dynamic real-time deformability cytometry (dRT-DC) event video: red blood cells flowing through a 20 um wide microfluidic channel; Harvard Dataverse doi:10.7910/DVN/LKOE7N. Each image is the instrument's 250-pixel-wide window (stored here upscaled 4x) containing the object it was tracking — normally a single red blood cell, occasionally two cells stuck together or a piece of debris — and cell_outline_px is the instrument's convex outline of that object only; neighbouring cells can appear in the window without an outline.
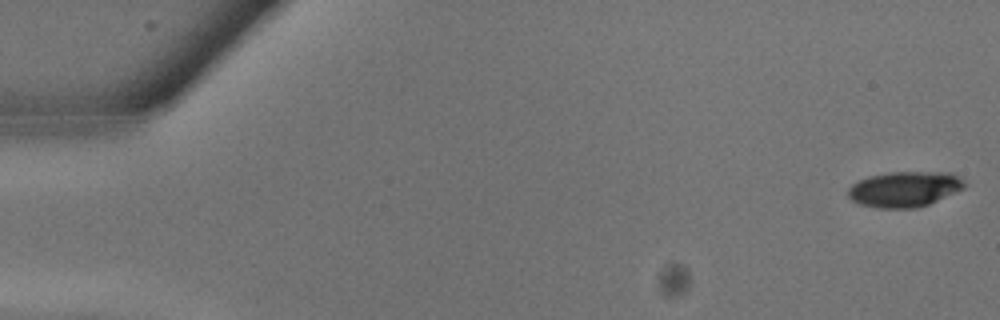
{"species": "common noctule bat (a hibernating species)", "species_latin": "Nyctalus noctula", "temperature_condition": "warm", "stored_images_in_passage": 18, "camera_frame_rate_fps": 3000, "um_per_image_px": 0.085, "animal": {"sex": "male", "body_mass_g": 13.3}, "frame": {"image": 1, "passage_image": 1, "time_ms": 0.0, "image_size_px": [1000, 320], "cell_outline_px": [[964, 188], [928, 204], [916, 208], [880, 208], [860, 204], [852, 200], [848, 196], [848, 188], [852, 184], [868, 176], [888, 172], [948, 172], [956, 176], [964, 184]], "centroid_in_image_um": [76.83, 16.07], "position_along_channel_um": 8.2, "area_um2": 23.76}}
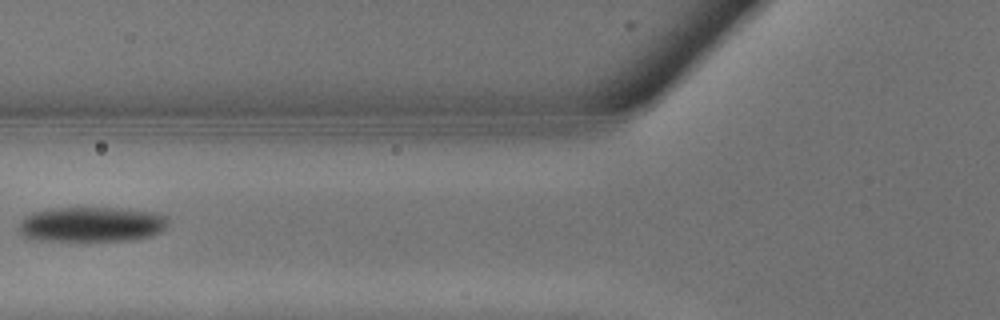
{"frame": {"image": 2, "passage_image": 11, "time_ms": 3.333, "image_size_px": [1000, 320], "cell_outline_px": [[168, 228], [160, 232], [148, 236], [128, 240], [40, 240], [20, 236], [20, 220], [32, 212], [56, 208], [128, 208], [160, 212], [168, 216]], "centroid_in_image_um": [7.85, 19.05], "position_along_channel_um": 117.9, "area_um2": 30.69}}
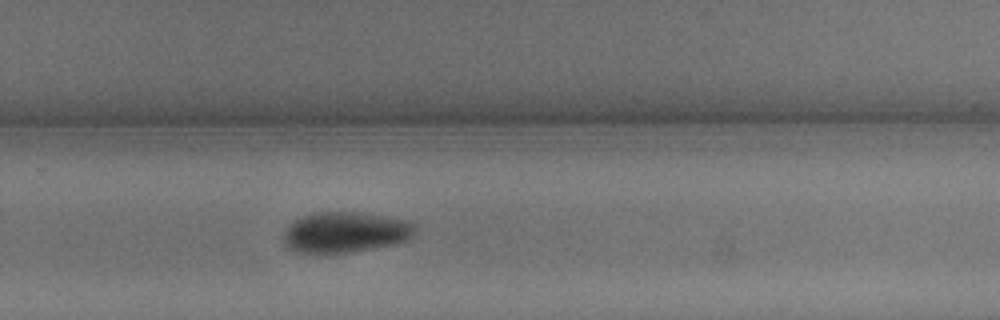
{"frame": {"image": 3, "passage_image": 18, "time_ms": 5.667, "image_size_px": [1000, 320], "cell_outline_px": [[416, 228], [408, 240], [400, 244], [352, 252], [316, 256], [296, 252], [288, 248], [284, 244], [284, 232], [296, 220], [312, 212], [356, 212], [384, 216], [408, 220], [416, 224]], "centroid_in_image_um": [29.36, 19.79], "position_along_channel_um": 300.4, "area_um2": 31.96}}